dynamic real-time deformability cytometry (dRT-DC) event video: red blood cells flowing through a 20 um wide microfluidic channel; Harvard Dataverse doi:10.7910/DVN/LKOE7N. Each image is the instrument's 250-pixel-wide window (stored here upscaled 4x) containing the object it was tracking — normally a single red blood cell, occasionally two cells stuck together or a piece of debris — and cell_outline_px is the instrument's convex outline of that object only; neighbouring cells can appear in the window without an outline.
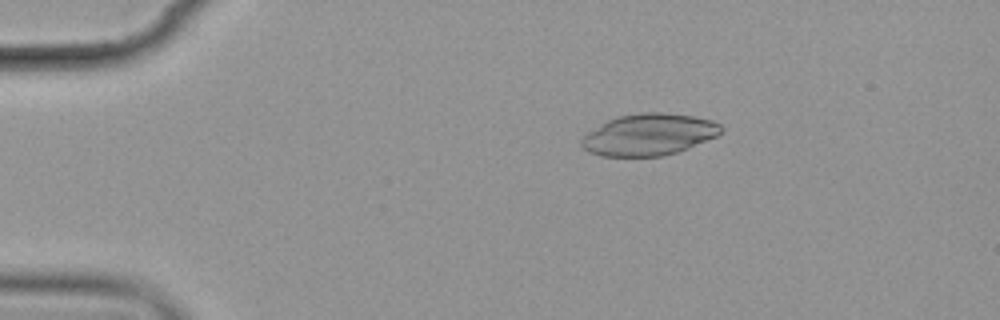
{"species": "common noctule bat (a hibernating species)", "species_latin": "Nyctalus noctula", "temperature_condition": "cold", "stored_images_in_passage": 6, "camera_frame_rate_fps": 3000, "um_per_image_px": 0.085, "animal": {"sex": "female", "body_mass_g": 19.9}, "frame": {"image": 1, "passage_image": 4, "time_ms": 3.333, "image_size_px": [1000, 320], "cell_outline_px": [[724, 128], [716, 136], [688, 148], [676, 152], [660, 156], [600, 156], [588, 152], [580, 144], [580, 140], [588, 132], [608, 120], [620, 116], [644, 112], [660, 112], [692, 116], [712, 120], [720, 124]], "centroid_in_image_um": [55.15, 11.44], "position_along_channel_um": 29.9, "area_um2": 33.58}}